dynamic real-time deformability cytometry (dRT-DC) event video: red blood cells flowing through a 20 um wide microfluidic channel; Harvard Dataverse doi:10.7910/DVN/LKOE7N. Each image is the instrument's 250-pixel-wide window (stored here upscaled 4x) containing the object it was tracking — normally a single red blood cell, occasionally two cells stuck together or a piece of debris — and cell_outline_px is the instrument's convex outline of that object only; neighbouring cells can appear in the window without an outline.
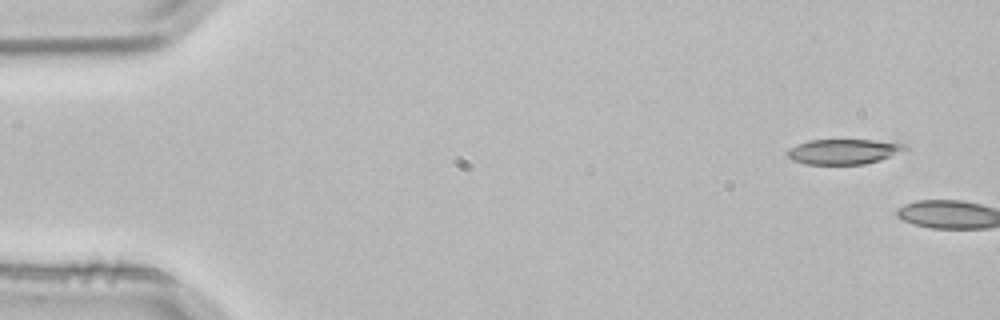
{"species": "common noctule bat (a hibernating species)", "species_latin": "Nyctalus noctula", "temperature_condition": "room temperature", "stored_images_in_passage": 5, "segment_of_instrument_passage": [1, 2], "camera_frame_rate_fps": 3000, "um_per_image_px": 0.085, "animal": {"sex": "male", "body_mass_g": 21.5, "forearm_length_mm": 52.0}, "frame": {"image": 1, "passage_image": 1, "time_ms": 0.0, "image_size_px": [1000, 320], "cell_outline_px": [[908, 148], [880, 160], [864, 164], [808, 164], [792, 160], [788, 156], [788, 148], [796, 144], [808, 140], [872, 140], [908, 144]], "centroid_in_image_um": [71.68, 12.88], "position_along_channel_um": 13.3, "area_um2": 17.11}}
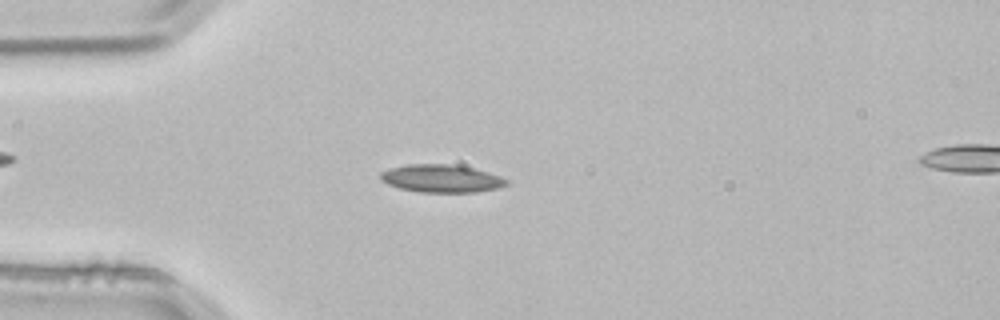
{"frame": {"image": 2, "passage_image": 4, "time_ms": 1.0, "image_size_px": [1000, 320], "cell_outline_px": [[512, 184], [500, 188], [476, 192], [420, 192], [400, 188], [388, 184], [380, 180], [380, 172], [392, 168], [408, 164], [448, 164], [472, 168], [488, 172], [500, 176], [508, 180]], "centroid_in_image_um": [37.57, 15.18], "position_along_channel_um": 47.4, "area_um2": 20.46}}